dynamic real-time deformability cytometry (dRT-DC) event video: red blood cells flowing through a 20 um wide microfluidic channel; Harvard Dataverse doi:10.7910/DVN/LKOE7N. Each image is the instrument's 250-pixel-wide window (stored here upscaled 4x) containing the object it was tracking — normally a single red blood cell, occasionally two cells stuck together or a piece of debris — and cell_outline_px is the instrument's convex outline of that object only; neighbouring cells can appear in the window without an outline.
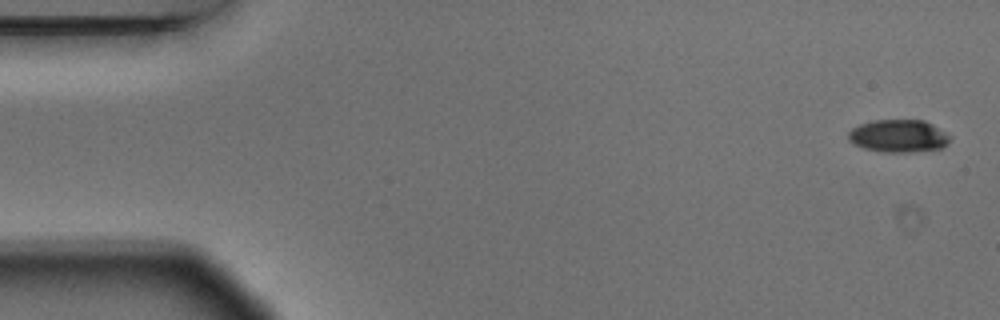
{"species": "Egyptian fruit bat (a non-hibernating species)", "species_latin": "Rousettus aegyptiacus", "temperature_condition": "warm", "stored_images_in_passage": 6, "camera_frame_rate_fps": 3000, "um_per_image_px": 0.085, "animal": {"sex": "male"}, "frame": {"image": 1, "passage_image": 1, "time_ms": 0.0, "image_size_px": [1000, 320], "cell_outline_px": [[952, 136], [948, 144], [940, 148], [908, 152], [884, 152], [864, 148], [848, 140], [848, 132], [852, 128], [860, 124], [872, 120], [924, 120], [932, 124]], "centroid_in_image_um": [76.38, 11.55], "position_along_channel_um": 8.6, "area_um2": 19.31}}
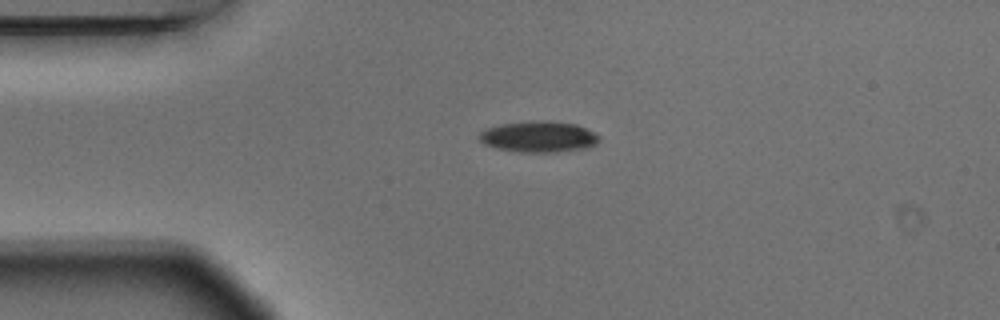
{"frame": {"image": 2, "passage_image": 4, "time_ms": 1.0, "image_size_px": [1000, 320], "cell_outline_px": [[600, 136], [596, 144], [584, 148], [556, 152], [520, 152], [496, 148], [484, 144], [476, 136], [484, 128], [500, 124], [540, 120], [544, 120], [576, 124]], "centroid_in_image_um": [45.72, 11.62], "position_along_channel_um": 39.3, "area_um2": 21.68}}
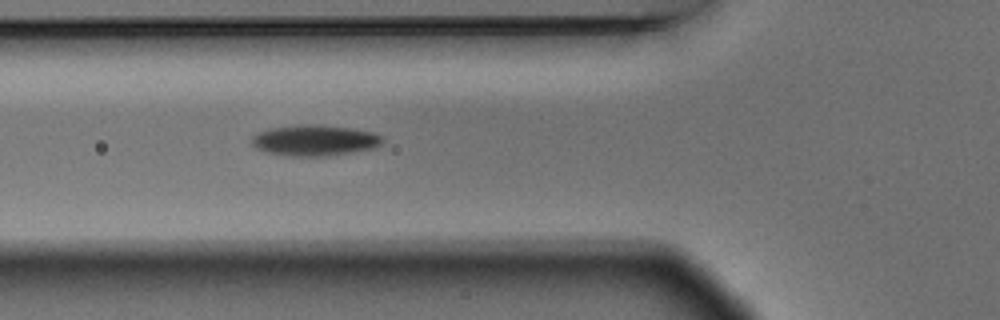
{"frame": {"image": 3, "passage_image": 6, "time_ms": 1.667, "image_size_px": [1000, 320], "cell_outline_px": [[384, 140], [376, 148], [328, 156], [288, 156], [268, 152], [256, 148], [252, 144], [252, 136], [268, 128], [300, 124], [316, 124], [348, 128], [372, 132], [384, 136]], "centroid_in_image_um": [26.76, 11.93], "position_along_channel_um": 99.0, "area_um2": 23.58}}